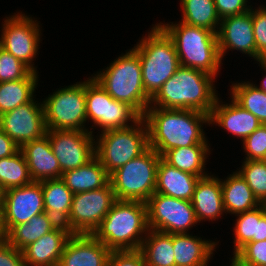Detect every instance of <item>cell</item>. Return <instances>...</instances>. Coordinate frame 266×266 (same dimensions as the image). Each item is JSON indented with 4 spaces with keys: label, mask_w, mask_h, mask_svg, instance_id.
<instances>
[{
    "label": "cell",
    "mask_w": 266,
    "mask_h": 266,
    "mask_svg": "<svg viewBox=\"0 0 266 266\" xmlns=\"http://www.w3.org/2000/svg\"><path fill=\"white\" fill-rule=\"evenodd\" d=\"M143 118L148 127L149 147L160 156L173 148L209 144L203 129L209 125V115L203 112L148 107Z\"/></svg>",
    "instance_id": "6da1fadb"
},
{
    "label": "cell",
    "mask_w": 266,
    "mask_h": 266,
    "mask_svg": "<svg viewBox=\"0 0 266 266\" xmlns=\"http://www.w3.org/2000/svg\"><path fill=\"white\" fill-rule=\"evenodd\" d=\"M215 80L203 71L180 66L150 99L149 107L192 109L210 115L218 98Z\"/></svg>",
    "instance_id": "7a4b0ae2"
},
{
    "label": "cell",
    "mask_w": 266,
    "mask_h": 266,
    "mask_svg": "<svg viewBox=\"0 0 266 266\" xmlns=\"http://www.w3.org/2000/svg\"><path fill=\"white\" fill-rule=\"evenodd\" d=\"M148 230L146 202L117 200L92 235L111 251L139 250Z\"/></svg>",
    "instance_id": "3957f363"
},
{
    "label": "cell",
    "mask_w": 266,
    "mask_h": 266,
    "mask_svg": "<svg viewBox=\"0 0 266 266\" xmlns=\"http://www.w3.org/2000/svg\"><path fill=\"white\" fill-rule=\"evenodd\" d=\"M170 23L158 24L172 38L180 66L194 68L217 78L223 65L217 33L181 21Z\"/></svg>",
    "instance_id": "277c9868"
},
{
    "label": "cell",
    "mask_w": 266,
    "mask_h": 266,
    "mask_svg": "<svg viewBox=\"0 0 266 266\" xmlns=\"http://www.w3.org/2000/svg\"><path fill=\"white\" fill-rule=\"evenodd\" d=\"M153 25L132 48L139 56L144 89L150 98L180 67L172 38L158 22Z\"/></svg>",
    "instance_id": "5b68a950"
},
{
    "label": "cell",
    "mask_w": 266,
    "mask_h": 266,
    "mask_svg": "<svg viewBox=\"0 0 266 266\" xmlns=\"http://www.w3.org/2000/svg\"><path fill=\"white\" fill-rule=\"evenodd\" d=\"M92 77L113 99L129 104L144 116L151 98L144 89L139 56L132 49Z\"/></svg>",
    "instance_id": "8992f818"
},
{
    "label": "cell",
    "mask_w": 266,
    "mask_h": 266,
    "mask_svg": "<svg viewBox=\"0 0 266 266\" xmlns=\"http://www.w3.org/2000/svg\"><path fill=\"white\" fill-rule=\"evenodd\" d=\"M98 133L95 156L109 175L149 148L148 127L143 117L129 127Z\"/></svg>",
    "instance_id": "52a82bcc"
},
{
    "label": "cell",
    "mask_w": 266,
    "mask_h": 266,
    "mask_svg": "<svg viewBox=\"0 0 266 266\" xmlns=\"http://www.w3.org/2000/svg\"><path fill=\"white\" fill-rule=\"evenodd\" d=\"M161 156L148 148L109 175L117 200L146 202L156 189L157 167Z\"/></svg>",
    "instance_id": "ba28073f"
},
{
    "label": "cell",
    "mask_w": 266,
    "mask_h": 266,
    "mask_svg": "<svg viewBox=\"0 0 266 266\" xmlns=\"http://www.w3.org/2000/svg\"><path fill=\"white\" fill-rule=\"evenodd\" d=\"M86 80L54 92L42 101L48 130L88 131L86 127Z\"/></svg>",
    "instance_id": "9c48e42d"
},
{
    "label": "cell",
    "mask_w": 266,
    "mask_h": 266,
    "mask_svg": "<svg viewBox=\"0 0 266 266\" xmlns=\"http://www.w3.org/2000/svg\"><path fill=\"white\" fill-rule=\"evenodd\" d=\"M85 99L87 121L93 123L89 129L92 135L94 127L102 133L129 127L142 118L129 104L113 99L92 75L86 80Z\"/></svg>",
    "instance_id": "30bf717a"
},
{
    "label": "cell",
    "mask_w": 266,
    "mask_h": 266,
    "mask_svg": "<svg viewBox=\"0 0 266 266\" xmlns=\"http://www.w3.org/2000/svg\"><path fill=\"white\" fill-rule=\"evenodd\" d=\"M30 15L17 12L3 19L0 34V45L5 51L27 65L33 72L38 73L34 66L41 40L40 21Z\"/></svg>",
    "instance_id": "8fae6325"
},
{
    "label": "cell",
    "mask_w": 266,
    "mask_h": 266,
    "mask_svg": "<svg viewBox=\"0 0 266 266\" xmlns=\"http://www.w3.org/2000/svg\"><path fill=\"white\" fill-rule=\"evenodd\" d=\"M146 206L150 230L184 234L198 224L191 201L154 193L146 201Z\"/></svg>",
    "instance_id": "7c38bea8"
},
{
    "label": "cell",
    "mask_w": 266,
    "mask_h": 266,
    "mask_svg": "<svg viewBox=\"0 0 266 266\" xmlns=\"http://www.w3.org/2000/svg\"><path fill=\"white\" fill-rule=\"evenodd\" d=\"M116 201L110 182L97 190L76 193L64 225L73 234H92Z\"/></svg>",
    "instance_id": "4fadbf2b"
},
{
    "label": "cell",
    "mask_w": 266,
    "mask_h": 266,
    "mask_svg": "<svg viewBox=\"0 0 266 266\" xmlns=\"http://www.w3.org/2000/svg\"><path fill=\"white\" fill-rule=\"evenodd\" d=\"M44 198L40 182L3 191L1 227L4 236L16 225L28 222L33 216L42 214Z\"/></svg>",
    "instance_id": "5bb4252c"
},
{
    "label": "cell",
    "mask_w": 266,
    "mask_h": 266,
    "mask_svg": "<svg viewBox=\"0 0 266 266\" xmlns=\"http://www.w3.org/2000/svg\"><path fill=\"white\" fill-rule=\"evenodd\" d=\"M46 134L62 173L86 164L95 156V137L89 130L47 129Z\"/></svg>",
    "instance_id": "9a60e30c"
},
{
    "label": "cell",
    "mask_w": 266,
    "mask_h": 266,
    "mask_svg": "<svg viewBox=\"0 0 266 266\" xmlns=\"http://www.w3.org/2000/svg\"><path fill=\"white\" fill-rule=\"evenodd\" d=\"M38 102L34 97L30 102L0 115V129L19 147L46 135L43 103Z\"/></svg>",
    "instance_id": "2e32d148"
},
{
    "label": "cell",
    "mask_w": 266,
    "mask_h": 266,
    "mask_svg": "<svg viewBox=\"0 0 266 266\" xmlns=\"http://www.w3.org/2000/svg\"><path fill=\"white\" fill-rule=\"evenodd\" d=\"M221 60L228 51L237 50L257 61L251 9L243 14L221 19L217 32Z\"/></svg>",
    "instance_id": "e0dca14e"
},
{
    "label": "cell",
    "mask_w": 266,
    "mask_h": 266,
    "mask_svg": "<svg viewBox=\"0 0 266 266\" xmlns=\"http://www.w3.org/2000/svg\"><path fill=\"white\" fill-rule=\"evenodd\" d=\"M111 252L92 234H72L58 266H108Z\"/></svg>",
    "instance_id": "ac0fdd59"
},
{
    "label": "cell",
    "mask_w": 266,
    "mask_h": 266,
    "mask_svg": "<svg viewBox=\"0 0 266 266\" xmlns=\"http://www.w3.org/2000/svg\"><path fill=\"white\" fill-rule=\"evenodd\" d=\"M230 103L218 97L209 115V126L216 125L242 141L252 134L262 123L248 110L242 108L232 98ZM224 103V104H223Z\"/></svg>",
    "instance_id": "d6986e66"
},
{
    "label": "cell",
    "mask_w": 266,
    "mask_h": 266,
    "mask_svg": "<svg viewBox=\"0 0 266 266\" xmlns=\"http://www.w3.org/2000/svg\"><path fill=\"white\" fill-rule=\"evenodd\" d=\"M72 232L59 224L22 250L26 266H58L62 252Z\"/></svg>",
    "instance_id": "ffe728a7"
},
{
    "label": "cell",
    "mask_w": 266,
    "mask_h": 266,
    "mask_svg": "<svg viewBox=\"0 0 266 266\" xmlns=\"http://www.w3.org/2000/svg\"><path fill=\"white\" fill-rule=\"evenodd\" d=\"M23 153L29 172L33 181H43L48 179H58L62 176V171L55 157L48 135L42 138L27 142L20 147Z\"/></svg>",
    "instance_id": "44dd1931"
},
{
    "label": "cell",
    "mask_w": 266,
    "mask_h": 266,
    "mask_svg": "<svg viewBox=\"0 0 266 266\" xmlns=\"http://www.w3.org/2000/svg\"><path fill=\"white\" fill-rule=\"evenodd\" d=\"M190 201L199 223L218 221L225 213L220 178L214 174L200 178Z\"/></svg>",
    "instance_id": "7402d4cb"
},
{
    "label": "cell",
    "mask_w": 266,
    "mask_h": 266,
    "mask_svg": "<svg viewBox=\"0 0 266 266\" xmlns=\"http://www.w3.org/2000/svg\"><path fill=\"white\" fill-rule=\"evenodd\" d=\"M218 243L192 233L172 234L176 266H209Z\"/></svg>",
    "instance_id": "603a6c76"
},
{
    "label": "cell",
    "mask_w": 266,
    "mask_h": 266,
    "mask_svg": "<svg viewBox=\"0 0 266 266\" xmlns=\"http://www.w3.org/2000/svg\"><path fill=\"white\" fill-rule=\"evenodd\" d=\"M200 178L175 168L161 157L157 167L155 193L190 201Z\"/></svg>",
    "instance_id": "cb8c5ba5"
},
{
    "label": "cell",
    "mask_w": 266,
    "mask_h": 266,
    "mask_svg": "<svg viewBox=\"0 0 266 266\" xmlns=\"http://www.w3.org/2000/svg\"><path fill=\"white\" fill-rule=\"evenodd\" d=\"M220 182L226 215L251 211L262 205L237 170L229 174L226 179H220Z\"/></svg>",
    "instance_id": "d4e9b609"
},
{
    "label": "cell",
    "mask_w": 266,
    "mask_h": 266,
    "mask_svg": "<svg viewBox=\"0 0 266 266\" xmlns=\"http://www.w3.org/2000/svg\"><path fill=\"white\" fill-rule=\"evenodd\" d=\"M234 232V256L243 246L249 242L266 240V204L259 207L236 214Z\"/></svg>",
    "instance_id": "484cf974"
},
{
    "label": "cell",
    "mask_w": 266,
    "mask_h": 266,
    "mask_svg": "<svg viewBox=\"0 0 266 266\" xmlns=\"http://www.w3.org/2000/svg\"><path fill=\"white\" fill-rule=\"evenodd\" d=\"M61 179L73 194L97 190L110 182L109 174L96 156L86 164L62 173Z\"/></svg>",
    "instance_id": "4316f807"
},
{
    "label": "cell",
    "mask_w": 266,
    "mask_h": 266,
    "mask_svg": "<svg viewBox=\"0 0 266 266\" xmlns=\"http://www.w3.org/2000/svg\"><path fill=\"white\" fill-rule=\"evenodd\" d=\"M210 144H196L188 147L173 148L161 157L175 168L199 177L209 175L205 171L208 155L211 154Z\"/></svg>",
    "instance_id": "83f0119b"
},
{
    "label": "cell",
    "mask_w": 266,
    "mask_h": 266,
    "mask_svg": "<svg viewBox=\"0 0 266 266\" xmlns=\"http://www.w3.org/2000/svg\"><path fill=\"white\" fill-rule=\"evenodd\" d=\"M58 223L52 216L44 212L33 216L28 222L14 226L4 239L16 249L22 251L43 235L54 230Z\"/></svg>",
    "instance_id": "f1b7e54d"
},
{
    "label": "cell",
    "mask_w": 266,
    "mask_h": 266,
    "mask_svg": "<svg viewBox=\"0 0 266 266\" xmlns=\"http://www.w3.org/2000/svg\"><path fill=\"white\" fill-rule=\"evenodd\" d=\"M40 183L45 212L58 223L65 224L71 210L73 192L65 185L61 178L43 180Z\"/></svg>",
    "instance_id": "f546056e"
},
{
    "label": "cell",
    "mask_w": 266,
    "mask_h": 266,
    "mask_svg": "<svg viewBox=\"0 0 266 266\" xmlns=\"http://www.w3.org/2000/svg\"><path fill=\"white\" fill-rule=\"evenodd\" d=\"M139 250L146 266H176L172 234L149 229Z\"/></svg>",
    "instance_id": "4dcf8cb0"
},
{
    "label": "cell",
    "mask_w": 266,
    "mask_h": 266,
    "mask_svg": "<svg viewBox=\"0 0 266 266\" xmlns=\"http://www.w3.org/2000/svg\"><path fill=\"white\" fill-rule=\"evenodd\" d=\"M38 73L31 72L26 78L0 83V115L30 102L38 86Z\"/></svg>",
    "instance_id": "1f68e13d"
},
{
    "label": "cell",
    "mask_w": 266,
    "mask_h": 266,
    "mask_svg": "<svg viewBox=\"0 0 266 266\" xmlns=\"http://www.w3.org/2000/svg\"><path fill=\"white\" fill-rule=\"evenodd\" d=\"M183 23L208 29L217 33L221 19L214 0H180Z\"/></svg>",
    "instance_id": "d6a6232c"
},
{
    "label": "cell",
    "mask_w": 266,
    "mask_h": 266,
    "mask_svg": "<svg viewBox=\"0 0 266 266\" xmlns=\"http://www.w3.org/2000/svg\"><path fill=\"white\" fill-rule=\"evenodd\" d=\"M231 98L242 108L251 112L257 119L266 125V94L258 89L254 82L240 81L230 86Z\"/></svg>",
    "instance_id": "836d02e7"
},
{
    "label": "cell",
    "mask_w": 266,
    "mask_h": 266,
    "mask_svg": "<svg viewBox=\"0 0 266 266\" xmlns=\"http://www.w3.org/2000/svg\"><path fill=\"white\" fill-rule=\"evenodd\" d=\"M32 182L27 161L20 149L12 156L0 159V186L3 191Z\"/></svg>",
    "instance_id": "e575fe53"
},
{
    "label": "cell",
    "mask_w": 266,
    "mask_h": 266,
    "mask_svg": "<svg viewBox=\"0 0 266 266\" xmlns=\"http://www.w3.org/2000/svg\"><path fill=\"white\" fill-rule=\"evenodd\" d=\"M237 171L261 204H266V160H247ZM241 168V169H240Z\"/></svg>",
    "instance_id": "d590c367"
},
{
    "label": "cell",
    "mask_w": 266,
    "mask_h": 266,
    "mask_svg": "<svg viewBox=\"0 0 266 266\" xmlns=\"http://www.w3.org/2000/svg\"><path fill=\"white\" fill-rule=\"evenodd\" d=\"M32 70L0 47V83L26 78Z\"/></svg>",
    "instance_id": "8d00e7d4"
},
{
    "label": "cell",
    "mask_w": 266,
    "mask_h": 266,
    "mask_svg": "<svg viewBox=\"0 0 266 266\" xmlns=\"http://www.w3.org/2000/svg\"><path fill=\"white\" fill-rule=\"evenodd\" d=\"M232 260L239 266H266V240L247 243Z\"/></svg>",
    "instance_id": "74e56055"
},
{
    "label": "cell",
    "mask_w": 266,
    "mask_h": 266,
    "mask_svg": "<svg viewBox=\"0 0 266 266\" xmlns=\"http://www.w3.org/2000/svg\"><path fill=\"white\" fill-rule=\"evenodd\" d=\"M247 160H266V125L262 124L242 141Z\"/></svg>",
    "instance_id": "f35d334b"
},
{
    "label": "cell",
    "mask_w": 266,
    "mask_h": 266,
    "mask_svg": "<svg viewBox=\"0 0 266 266\" xmlns=\"http://www.w3.org/2000/svg\"><path fill=\"white\" fill-rule=\"evenodd\" d=\"M253 32L257 48V61L266 59V6L251 7Z\"/></svg>",
    "instance_id": "ab89813d"
},
{
    "label": "cell",
    "mask_w": 266,
    "mask_h": 266,
    "mask_svg": "<svg viewBox=\"0 0 266 266\" xmlns=\"http://www.w3.org/2000/svg\"><path fill=\"white\" fill-rule=\"evenodd\" d=\"M108 266H146L140 250L112 251Z\"/></svg>",
    "instance_id": "60d3db41"
},
{
    "label": "cell",
    "mask_w": 266,
    "mask_h": 266,
    "mask_svg": "<svg viewBox=\"0 0 266 266\" xmlns=\"http://www.w3.org/2000/svg\"><path fill=\"white\" fill-rule=\"evenodd\" d=\"M217 14L220 19L243 14L249 11L252 5L248 0H214Z\"/></svg>",
    "instance_id": "b9f144b4"
},
{
    "label": "cell",
    "mask_w": 266,
    "mask_h": 266,
    "mask_svg": "<svg viewBox=\"0 0 266 266\" xmlns=\"http://www.w3.org/2000/svg\"><path fill=\"white\" fill-rule=\"evenodd\" d=\"M0 266H26L22 251L10 245L5 239L0 241Z\"/></svg>",
    "instance_id": "7bdbcfd3"
},
{
    "label": "cell",
    "mask_w": 266,
    "mask_h": 266,
    "mask_svg": "<svg viewBox=\"0 0 266 266\" xmlns=\"http://www.w3.org/2000/svg\"><path fill=\"white\" fill-rule=\"evenodd\" d=\"M20 147L0 129V159L14 155Z\"/></svg>",
    "instance_id": "ee69618b"
},
{
    "label": "cell",
    "mask_w": 266,
    "mask_h": 266,
    "mask_svg": "<svg viewBox=\"0 0 266 266\" xmlns=\"http://www.w3.org/2000/svg\"><path fill=\"white\" fill-rule=\"evenodd\" d=\"M259 62V63H258ZM257 64H259L258 66H260V68L262 69V71H264V73H266V59H260L259 61H257ZM263 79L260 81V86L257 85L256 83L254 84L258 89L262 90L265 92L266 94V74H263Z\"/></svg>",
    "instance_id": "f6af8a7d"
},
{
    "label": "cell",
    "mask_w": 266,
    "mask_h": 266,
    "mask_svg": "<svg viewBox=\"0 0 266 266\" xmlns=\"http://www.w3.org/2000/svg\"><path fill=\"white\" fill-rule=\"evenodd\" d=\"M0 213H1V210H0ZM4 239V234H3V231H2V227H1V215H0V241Z\"/></svg>",
    "instance_id": "bcb514c9"
},
{
    "label": "cell",
    "mask_w": 266,
    "mask_h": 266,
    "mask_svg": "<svg viewBox=\"0 0 266 266\" xmlns=\"http://www.w3.org/2000/svg\"><path fill=\"white\" fill-rule=\"evenodd\" d=\"M2 194H3V190L0 188V210L2 208Z\"/></svg>",
    "instance_id": "7dc6e473"
},
{
    "label": "cell",
    "mask_w": 266,
    "mask_h": 266,
    "mask_svg": "<svg viewBox=\"0 0 266 266\" xmlns=\"http://www.w3.org/2000/svg\"><path fill=\"white\" fill-rule=\"evenodd\" d=\"M231 263L230 266H239L235 261H233L231 258H229Z\"/></svg>",
    "instance_id": "c3c4849f"
}]
</instances>
